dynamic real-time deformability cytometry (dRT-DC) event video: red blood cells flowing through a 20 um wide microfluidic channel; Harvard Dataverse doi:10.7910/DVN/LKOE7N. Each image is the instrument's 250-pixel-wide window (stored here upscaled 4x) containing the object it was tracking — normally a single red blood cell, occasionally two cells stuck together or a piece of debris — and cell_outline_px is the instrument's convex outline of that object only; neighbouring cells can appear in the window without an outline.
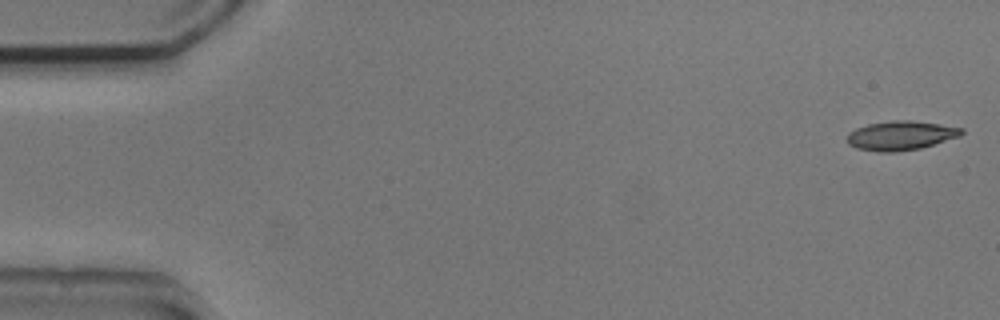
{"species": "common noctule bat (a hibernating species)", "species_latin": "Nyctalus noctula", "temperature_condition": "cold", "stored_images_in_passage": 53, "camera_frame_rate_fps": 3000, "um_per_image_px": 0.085, "animal": {"sex": "male", "body_mass_g": 20.5, "forearm_length_mm": 52.5}, "frame": {"image": 1, "passage_image": 1, "time_ms": 0.0, "image_size_px": [1000, 320], "cell_outline_px": [[964, 132], [960, 136], [920, 148], [896, 152], [876, 152], [856, 148], [848, 144], [848, 132], [856, 128], [868, 124], [892, 120], [912, 120], [940, 124], [964, 128]], "centroid_in_image_um": [76.56, 11.52], "position_along_channel_um": 8.4, "area_um2": 19.54}}
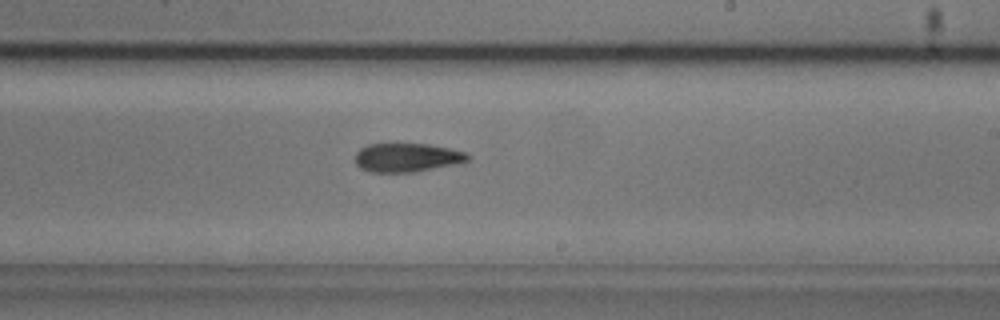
{"frame": {"image": 2, "passage_image": 31, "time_ms": 10.0, "image_size_px": [1000, 320], "cell_outline_px": [[472, 156], [468, 160], [456, 164], [412, 172], [372, 172], [360, 168], [356, 164], [356, 152], [360, 148], [368, 144], [428, 144], [448, 148], [464, 152]], "centroid_in_image_um": [34.58, 13.39], "position_along_channel_um": 254.4, "area_um2": 18.73}}
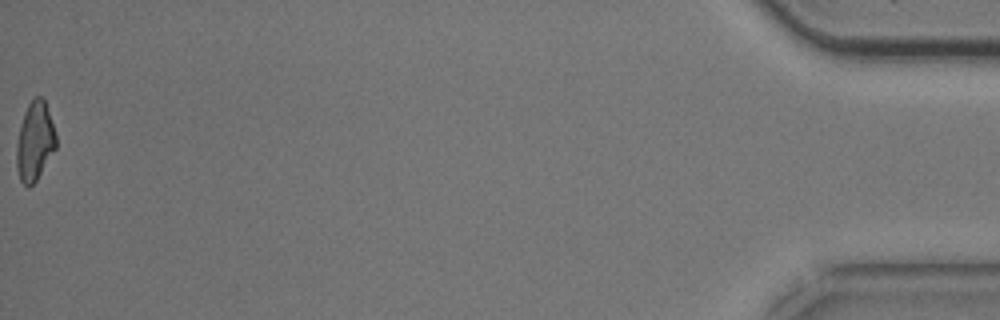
{"frame": {"image": 3, "passage_image": 53, "time_ms": 17.333, "image_size_px": [1000, 320], "cell_outline_px": [[56, 148], [36, 180], [28, 188], [20, 180], [16, 168], [16, 144], [24, 112], [28, 104], [36, 96], [40, 96], [44, 100], [56, 132]], "centroid_in_image_um": [2.95, 12.03], "position_along_channel_um": 432.2, "area_um2": 18.03}, "authors_computed_cell_mechanics": {"area_um2": 19.3052, "velocity_mm_per_s": 3.7965, "shape_relaxation_time_tau1_ms": null, "shape_relaxation_time_tau2_ms": 3.2054, "deformation_change_tau1": null, "deformation_change_tau2": 0.1232}}